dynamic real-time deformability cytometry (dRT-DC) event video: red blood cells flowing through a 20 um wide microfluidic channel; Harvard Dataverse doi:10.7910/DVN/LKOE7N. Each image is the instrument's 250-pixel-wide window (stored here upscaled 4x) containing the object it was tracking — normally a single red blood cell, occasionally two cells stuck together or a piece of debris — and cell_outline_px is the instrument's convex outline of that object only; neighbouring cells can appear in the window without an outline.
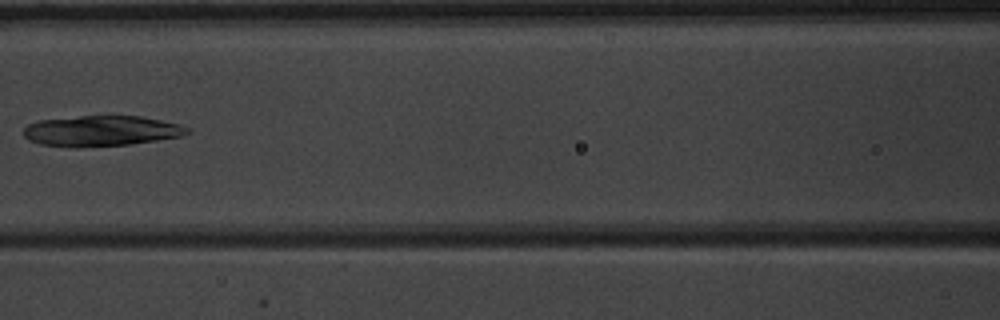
{"species": "common noctule bat (a hibernating species)", "species_latin": "Nyctalus noctula", "temperature_condition": "warm", "stored_images_in_passage": 6, "camera_frame_rate_fps": 3000, "um_per_image_px": 0.085, "animal": {"sex": "male", "body_mass_g": 20.1, "forearm_length_mm": 53.5}, "frame": {"image": 1, "passage_image": 6, "time_ms": 5.667, "image_size_px": [1000, 320], "cell_outline_px": [[192, 132], [180, 136], [132, 144], [80, 148], [76, 148], [40, 144], [28, 140], [24, 136], [24, 128], [28, 124], [40, 120], [80, 116], [140, 116], [180, 124], [192, 128]], "centroid_in_image_um": [8.62, 11.14], "position_along_channel_um": 158.0, "area_um2": 29.36}}